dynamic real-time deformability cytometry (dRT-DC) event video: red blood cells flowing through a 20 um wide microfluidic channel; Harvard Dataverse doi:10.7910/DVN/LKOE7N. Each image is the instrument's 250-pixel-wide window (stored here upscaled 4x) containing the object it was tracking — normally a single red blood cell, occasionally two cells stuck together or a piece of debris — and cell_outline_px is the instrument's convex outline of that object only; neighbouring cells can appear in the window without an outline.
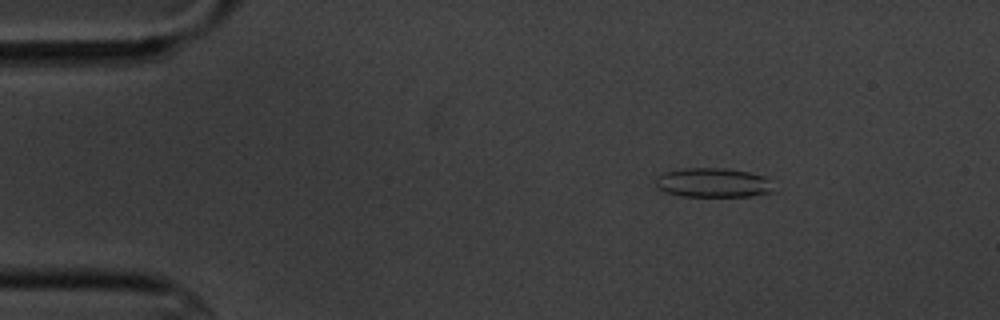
{"species": "common noctule bat (a hibernating species)", "species_latin": "Nyctalus noctula", "temperature_condition": "cold", "stored_images_in_passage": 5, "camera_frame_rate_fps": 3000, "um_per_image_px": 0.085, "animal": {"sex": "male", "body_mass_g": 20.1, "forearm_length_mm": 53.5}, "frame": {"image": 1, "passage_image": 3, "time_ms": 2.333, "image_size_px": [1000, 320], "cell_outline_px": [[772, 192], [752, 196], [680, 196], [656, 188], [656, 176], [664, 172], [684, 168], [724, 168], [748, 172], [764, 176], [768, 180]], "centroid_in_image_um": [60.55, 15.52], "position_along_channel_um": 24.4, "area_um2": 20.0}}